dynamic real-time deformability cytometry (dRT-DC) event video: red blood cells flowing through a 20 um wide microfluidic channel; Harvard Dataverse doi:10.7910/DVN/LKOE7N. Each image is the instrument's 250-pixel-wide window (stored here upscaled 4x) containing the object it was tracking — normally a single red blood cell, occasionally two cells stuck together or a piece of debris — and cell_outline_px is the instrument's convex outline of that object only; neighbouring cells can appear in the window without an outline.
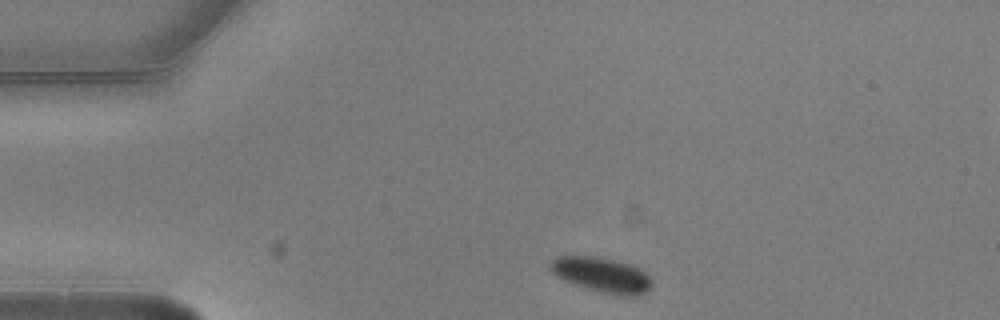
{"species": "common noctule bat (a hibernating species)", "species_latin": "Nyctalus noctula", "temperature_condition": "warm", "stored_images_in_passage": 4, "camera_frame_rate_fps": 3000, "um_per_image_px": 0.085, "animal": {"sex": "male", "body_mass_g": 20.5, "forearm_length_mm": 52.5}, "frame": {"image": 1, "passage_image": 1, "time_ms": 0.0, "image_size_px": [1000, 320], "cell_outline_px": [[652, 284], [644, 292], [636, 296], [616, 296], [584, 288], [564, 280], [556, 276], [548, 268], [548, 264], [556, 256], [596, 256], [628, 264], [640, 268], [652, 280]], "centroid_in_image_um": [51.11, 23.37], "position_along_channel_um": 33.9, "area_um2": 20.81}}